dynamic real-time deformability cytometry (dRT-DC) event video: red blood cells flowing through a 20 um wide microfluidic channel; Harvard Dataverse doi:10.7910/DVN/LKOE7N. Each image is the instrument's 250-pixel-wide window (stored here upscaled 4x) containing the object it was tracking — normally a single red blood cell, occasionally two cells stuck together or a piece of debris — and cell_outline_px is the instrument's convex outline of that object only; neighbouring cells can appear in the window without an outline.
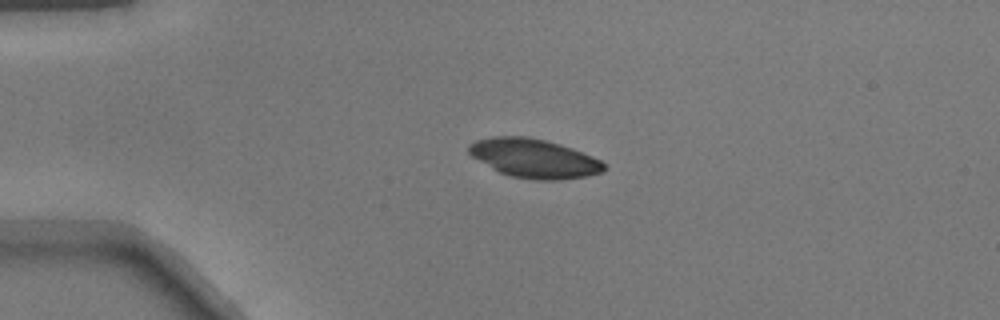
{"species": "common noctule bat (a hibernating species)", "species_latin": "Nyctalus noctula", "temperature_condition": "warm", "stored_images_in_passage": 36, "camera_frame_rate_fps": 3000, "um_per_image_px": 0.085, "animal": {"sex": "male", "body_mass_g": 17.9}, "frame": {"image": 1, "passage_image": 1, "time_ms": 0.0, "image_size_px": [1000, 320], "cell_outline_px": [[608, 168], [600, 172], [584, 176], [556, 180], [536, 180], [512, 176], [500, 172], [492, 168], [472, 156], [468, 152], [468, 144], [476, 140], [492, 136], [528, 136], [560, 144], [572, 148], [592, 156], [600, 160]], "centroid_in_image_um": [45.37, 13.44], "position_along_channel_um": 39.6, "area_um2": 30.46}}
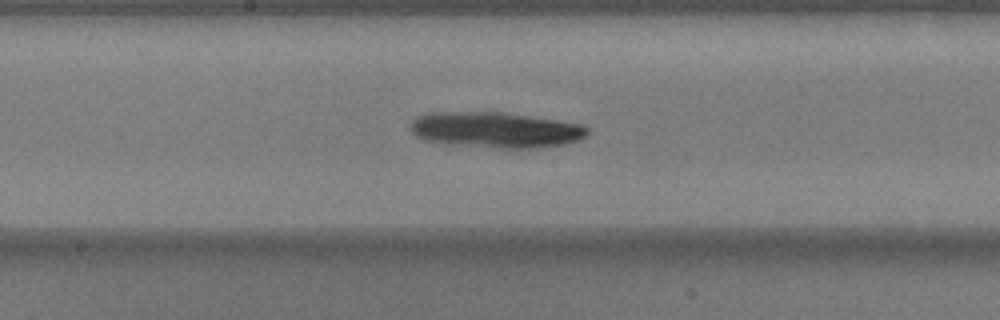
{"frame": {"image": 2, "passage_image": 16, "time_ms": 5.0, "image_size_px": [1000, 320], "cell_outline_px": [[588, 132], [580, 140], [564, 144], [540, 148], [500, 148], [452, 144], [424, 140], [416, 136], [412, 132], [412, 120], [416, 116], [428, 112], [504, 112], [584, 124], [588, 128]], "centroid_in_image_um": [42.15, 11.03], "position_along_channel_um": 206.1, "area_um2": 36.93}}
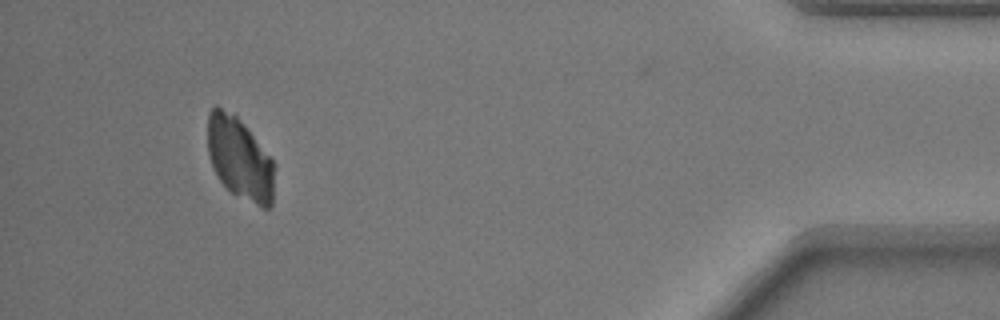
{"frame": {"image": 3, "passage_image": 36, "time_ms": 11.667, "image_size_px": [1000, 320], "cell_outline_px": [[272, 204], [268, 208], [264, 208], [232, 192], [220, 180], [212, 164], [208, 152], [208, 112], [216, 104], [236, 116], [272, 160]], "centroid_in_image_um": [20.33, 13.44], "position_along_channel_um": 414.9, "area_um2": 30.81}}